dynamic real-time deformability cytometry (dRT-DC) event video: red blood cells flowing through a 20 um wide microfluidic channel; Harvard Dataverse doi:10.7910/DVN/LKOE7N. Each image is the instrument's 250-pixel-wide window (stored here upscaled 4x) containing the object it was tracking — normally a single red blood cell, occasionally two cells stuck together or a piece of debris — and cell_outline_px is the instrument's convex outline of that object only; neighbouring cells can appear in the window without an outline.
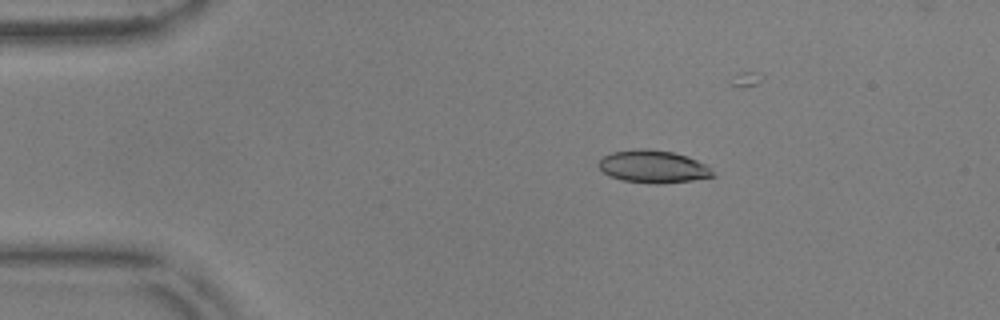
{"species": "common noctule bat (a hibernating species)", "species_latin": "Nyctalus noctula", "temperature_condition": "warm", "stored_images_in_passage": 16, "camera_frame_rate_fps": 3000, "um_per_image_px": 0.085, "animal": {"sex": "male", "body_mass_g": 17.9, "forearm_length_mm": 54.2}, "frame": {"image": 1, "passage_image": 10, "time_ms": 3.0, "image_size_px": [1000, 320], "cell_outline_px": [[716, 176], [692, 180], [656, 184], [620, 180], [608, 176], [600, 168], [600, 160], [604, 156], [612, 152], [636, 148], [648, 148], [672, 152], [696, 160], [704, 164]], "centroid_in_image_um": [55.48, 14.16], "position_along_channel_um": 29.5, "area_um2": 21.44}}